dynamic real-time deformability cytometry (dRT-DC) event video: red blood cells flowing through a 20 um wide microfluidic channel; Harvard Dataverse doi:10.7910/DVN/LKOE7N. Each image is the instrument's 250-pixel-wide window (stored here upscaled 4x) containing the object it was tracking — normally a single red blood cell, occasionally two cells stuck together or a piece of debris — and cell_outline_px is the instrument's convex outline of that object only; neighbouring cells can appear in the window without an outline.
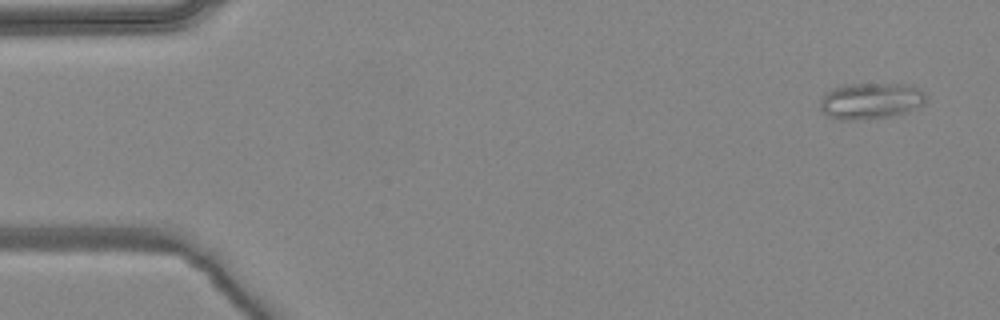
{"species": "common noctule bat (a hibernating species)", "species_latin": "Nyctalus noctula", "temperature_condition": "warm", "stored_images_in_passage": 5, "camera_frame_rate_fps": 3000, "um_per_image_px": 0.085, "animal": {"sex": "female", "body_mass_g": 24.6, "forearm_length_mm": 56.2}, "frame": {"image": 1, "passage_image": 1, "time_ms": 0.0, "image_size_px": [1000, 320], "cell_outline_px": [[928, 96], [924, 104], [904, 112], [892, 116], [852, 120], [840, 120], [828, 116], [820, 108], [820, 100], [824, 92], [840, 84], [908, 84], [920, 88]], "centroid_in_image_um": [74.0, 8.55], "position_along_channel_um": 11.0, "area_um2": 22.6}}
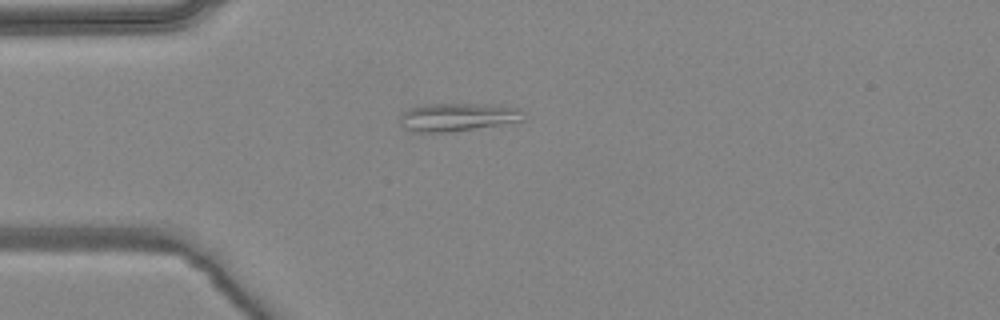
{"frame": {"image": 2, "passage_image": 4, "time_ms": 1.0, "image_size_px": [1000, 320], "cell_outline_px": [[524, 120], [452, 132], [416, 132], [404, 128], [400, 124], [400, 116], [404, 112], [412, 108], [424, 104], [488, 104], [520, 108], [524, 112]], "centroid_in_image_um": [38.9, 9.95], "position_along_channel_um": 46.1, "area_um2": 20.17}}